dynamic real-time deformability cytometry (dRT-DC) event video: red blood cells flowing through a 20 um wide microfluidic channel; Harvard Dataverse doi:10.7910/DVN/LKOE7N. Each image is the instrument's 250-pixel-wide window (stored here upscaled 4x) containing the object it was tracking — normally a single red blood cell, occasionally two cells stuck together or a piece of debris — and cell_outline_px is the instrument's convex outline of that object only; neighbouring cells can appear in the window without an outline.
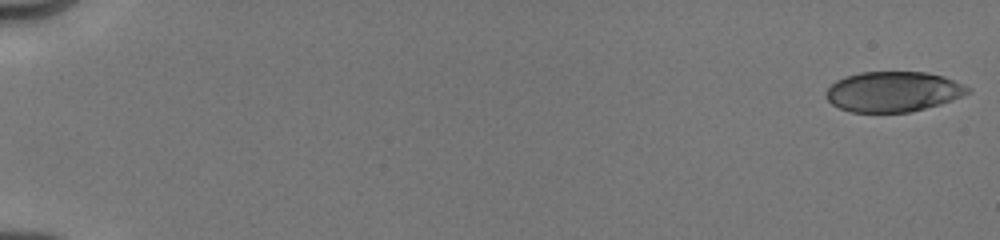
{"species": "human", "species_latin": "Homo sapiens", "temperature_condition": "cold", "stored_images_in_passage": 46, "camera_frame_rate_fps": 3000, "um_per_image_px": 0.085, "donor": {"sex": "male"}, "frame": {"image": 1, "passage_image": 1, "time_ms": 0.0, "image_size_px": [1000, 240], "cell_outline_px": [[972, 92], [952, 100], [940, 104], [908, 112], [852, 112], [840, 108], [832, 104], [824, 96], [824, 92], [836, 80], [844, 76], [860, 72], [924, 72], [944, 76], [964, 84], [972, 88]], "centroid_in_image_um": [75.92, 7.78], "position_along_channel_um": 9.1, "area_um2": 33.41}}
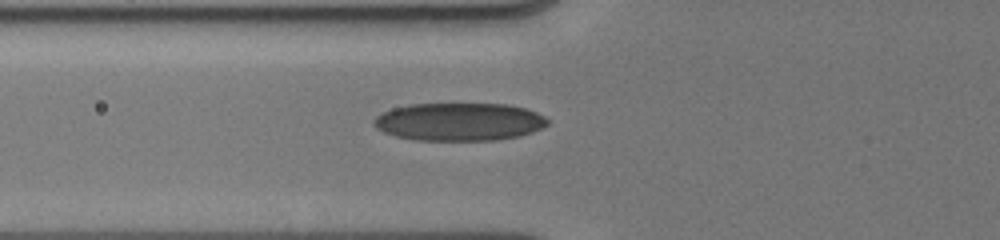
{"frame": {"image": 2, "passage_image": 33, "time_ms": 6.667, "image_size_px": [1000, 240], "cell_outline_px": [[548, 124], [532, 132], [520, 136], [496, 140], [416, 140], [396, 136], [384, 132], [376, 128], [372, 124], [376, 116], [392, 108], [408, 104], [512, 104], [536, 112], [544, 116], [548, 120]], "centroid_in_image_um": [39.03, 10.35], "position_along_channel_um": 86.8, "area_um2": 38.44}}
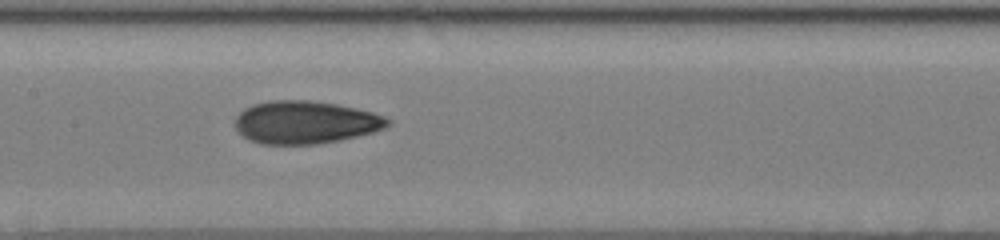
{"frame": {"image": 3, "passage_image": 45, "time_ms": 9.0, "image_size_px": [1000, 240], "cell_outline_px": [[392, 124], [384, 128], [372, 132], [340, 140], [316, 144], [260, 144], [248, 140], [236, 128], [236, 116], [244, 108], [252, 104], [268, 100], [308, 100], [336, 104], [356, 108], [388, 116], [392, 120]], "centroid_in_image_um": [25.98, 10.39], "position_along_channel_um": 181.4, "area_um2": 38.26}}